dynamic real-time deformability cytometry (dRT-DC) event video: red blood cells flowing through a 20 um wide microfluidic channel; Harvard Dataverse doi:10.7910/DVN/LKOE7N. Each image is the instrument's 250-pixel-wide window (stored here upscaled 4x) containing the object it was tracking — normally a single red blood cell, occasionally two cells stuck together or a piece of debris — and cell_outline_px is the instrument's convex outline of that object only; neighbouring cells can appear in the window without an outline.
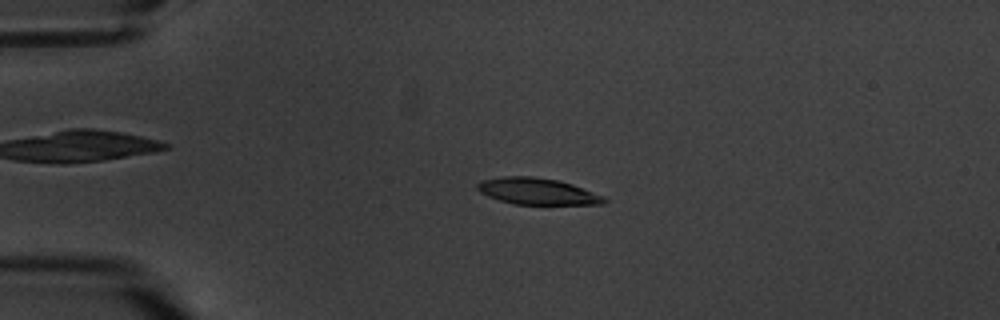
{"species": "common noctule bat (a hibernating species)", "species_latin": "Nyctalus noctula", "temperature_condition": "warm", "stored_images_in_passage": 5, "camera_frame_rate_fps": 3000, "um_per_image_px": 0.085, "animal": {"sex": "male", "body_mass_g": 20.1, "forearm_length_mm": 53.5}, "frame": {"image": 1, "passage_image": 4, "time_ms": 3.667, "image_size_px": [1000, 320], "cell_outline_px": [[608, 200], [604, 204], [512, 204], [488, 196], [480, 192], [476, 188], [476, 184], [480, 180], [504, 176], [532, 176], [556, 180], [572, 184], [604, 196]], "centroid_in_image_um": [45.65, 16.26], "position_along_channel_um": 39.4, "area_um2": 19.54}}